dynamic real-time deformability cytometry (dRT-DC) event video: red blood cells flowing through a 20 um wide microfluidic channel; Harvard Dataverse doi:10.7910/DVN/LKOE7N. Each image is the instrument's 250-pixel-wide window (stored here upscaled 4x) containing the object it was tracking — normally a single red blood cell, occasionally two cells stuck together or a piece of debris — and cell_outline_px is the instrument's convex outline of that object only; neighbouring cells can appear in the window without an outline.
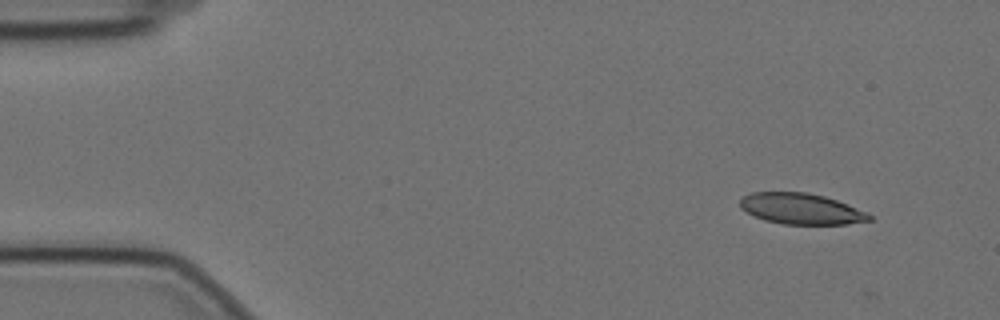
{"species": "Egyptian fruit bat (a non-hibernating species)", "species_latin": "Rousettus aegyptiacus", "temperature_condition": "cold", "stored_images_in_passage": 3, "camera_frame_rate_fps": 3000, "um_per_image_px": 0.085, "animal": {"sex": "female"}, "frame": {"image": 1, "passage_image": 1, "time_ms": 0.0, "image_size_px": [1000, 320], "cell_outline_px": [[872, 220], [848, 224], [784, 224], [764, 220], [740, 208], [740, 196], [752, 192], [808, 192], [824, 196], [836, 200], [864, 212], [872, 216]], "centroid_in_image_um": [68.05, 17.74], "position_along_channel_um": 17.0, "area_um2": 23.12}}